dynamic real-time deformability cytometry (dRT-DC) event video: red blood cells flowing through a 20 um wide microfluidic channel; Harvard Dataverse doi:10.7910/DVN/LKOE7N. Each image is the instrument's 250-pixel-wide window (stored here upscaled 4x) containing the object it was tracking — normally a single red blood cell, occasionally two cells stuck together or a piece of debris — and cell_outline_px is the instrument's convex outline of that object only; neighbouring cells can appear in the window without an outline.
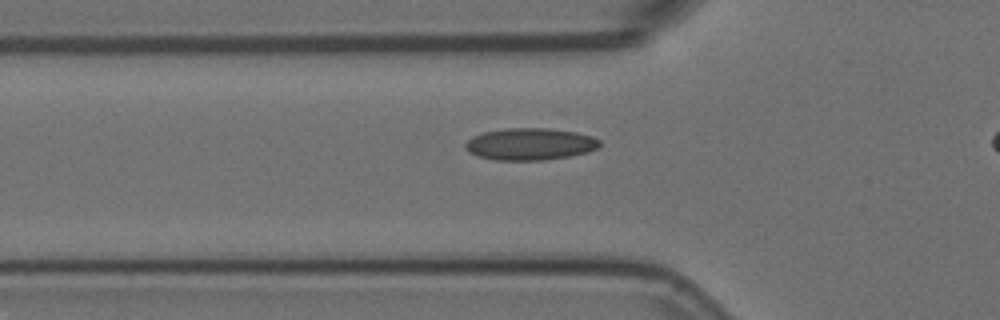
{"species": "Egyptian fruit bat (a non-hibernating species)", "species_latin": "Rousettus aegyptiacus", "temperature_condition": "room temperature", "stored_images_in_passage": 40, "camera_frame_rate_fps": 3000, "um_per_image_px": 0.085, "animal": {"sex": "female"}, "frame": {"image": 1, "passage_image": 13, "time_ms": 4.0, "image_size_px": [1000, 320], "cell_outline_px": [[600, 148], [588, 152], [568, 156], [544, 160], [496, 160], [476, 156], [468, 152], [464, 148], [464, 144], [472, 136], [484, 132], [508, 128], [548, 128], [576, 132], [592, 136], [600, 140]], "centroid_in_image_um": [45.05, 12.25], "position_along_channel_um": 80.8, "area_um2": 25.2}}
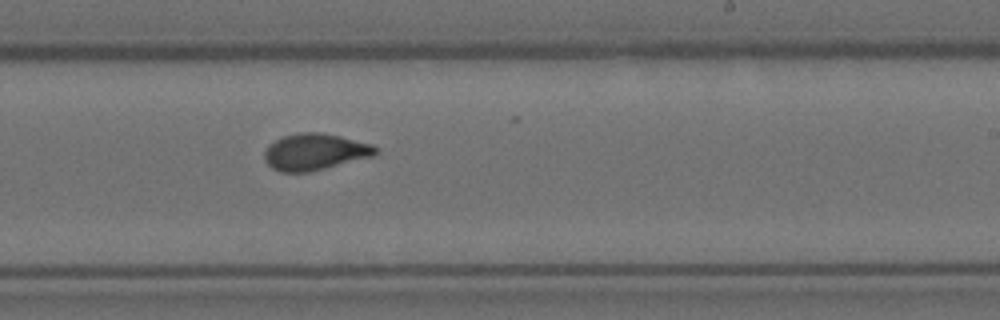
{"frame": {"image": 2, "passage_image": 28, "time_ms": 9.0, "image_size_px": [1000, 320], "cell_outline_px": [[380, 152], [376, 156], [308, 172], [280, 172], [272, 168], [264, 160], [264, 152], [268, 144], [284, 136], [300, 132], [320, 132], [340, 136], [372, 144], [380, 148]], "centroid_in_image_um": [26.8, 12.91], "position_along_channel_um": 262.2, "area_um2": 23.93}}
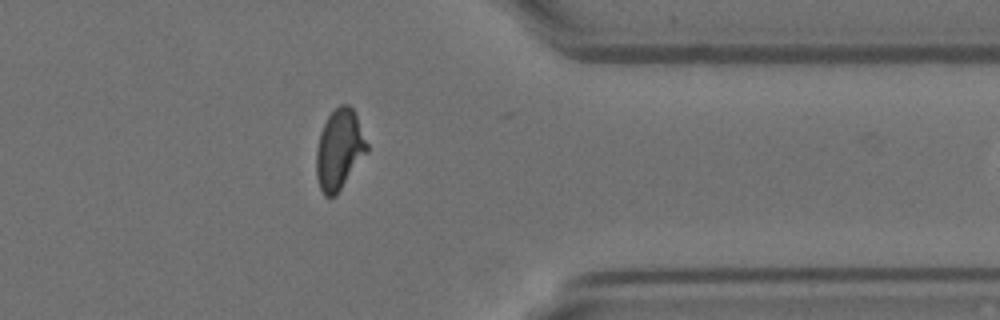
{"frame": {"image": 3, "passage_image": 39, "time_ms": 12.667, "image_size_px": [1000, 320], "cell_outline_px": [[368, 152], [336, 196], [324, 196], [320, 188], [316, 176], [316, 148], [320, 132], [328, 116], [340, 104], [348, 104], [352, 108], [356, 116], [368, 144]], "centroid_in_image_um": [28.84, 12.73], "position_along_channel_um": 382.6, "area_um2": 23.7}}